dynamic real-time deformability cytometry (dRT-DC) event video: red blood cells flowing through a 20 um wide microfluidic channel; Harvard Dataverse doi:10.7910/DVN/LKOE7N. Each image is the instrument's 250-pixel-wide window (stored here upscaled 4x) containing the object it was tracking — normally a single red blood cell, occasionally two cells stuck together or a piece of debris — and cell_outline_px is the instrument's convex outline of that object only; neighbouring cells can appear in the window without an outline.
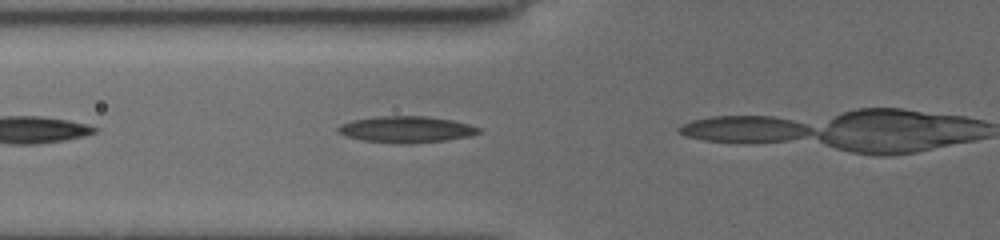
{"species": "common noctule bat (a hibernating species)", "species_latin": "Nyctalus noctula", "temperature_condition": "cold", "stored_images_in_passage": 4, "camera_frame_rate_fps": 3000, "um_per_image_px": 0.085, "animal": {"sex": "female", "body_mass_g": 19.5, "forearm_length_mm": 54.1}, "frame": {"image": 1, "passage_image": 3, "time_ms": 0.667, "image_size_px": [1000, 240], "cell_outline_px": [[480, 132], [468, 136], [448, 140], [408, 144], [400, 144], [364, 140], [348, 136], [336, 132], [336, 128], [340, 124], [352, 120], [376, 116], [424, 116], [452, 120], [468, 124], [480, 128]], "centroid_in_image_um": [34.5, 11.0], "position_along_channel_um": 91.3, "area_um2": 21.62}}